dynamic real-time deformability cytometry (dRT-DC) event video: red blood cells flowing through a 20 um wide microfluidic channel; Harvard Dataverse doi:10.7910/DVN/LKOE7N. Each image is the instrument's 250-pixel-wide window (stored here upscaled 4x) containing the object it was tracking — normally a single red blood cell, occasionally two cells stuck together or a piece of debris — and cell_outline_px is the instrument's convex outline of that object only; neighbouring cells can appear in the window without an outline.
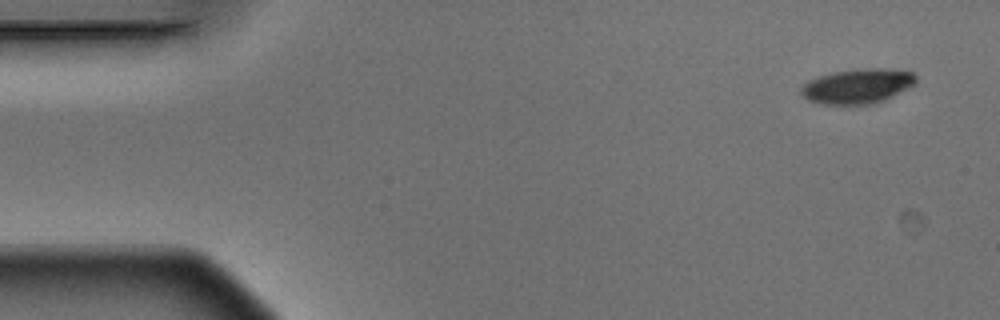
{"species": "Egyptian fruit bat (a non-hibernating species)", "species_latin": "Rousettus aegyptiacus", "temperature_condition": "warm", "stored_images_in_passage": 4, "camera_frame_rate_fps": 3000, "um_per_image_px": 0.085, "animal": {"sex": "male"}, "frame": {"image": 1, "passage_image": 1, "time_ms": 0.0, "image_size_px": [1000, 320], "cell_outline_px": [[916, 84], [884, 100], [872, 104], [820, 104], [808, 100], [800, 92], [800, 88], [808, 80], [832, 72], [868, 68], [888, 68], [912, 72], [916, 76]], "centroid_in_image_um": [72.89, 7.32], "position_along_channel_um": 12.1, "area_um2": 23.24}}
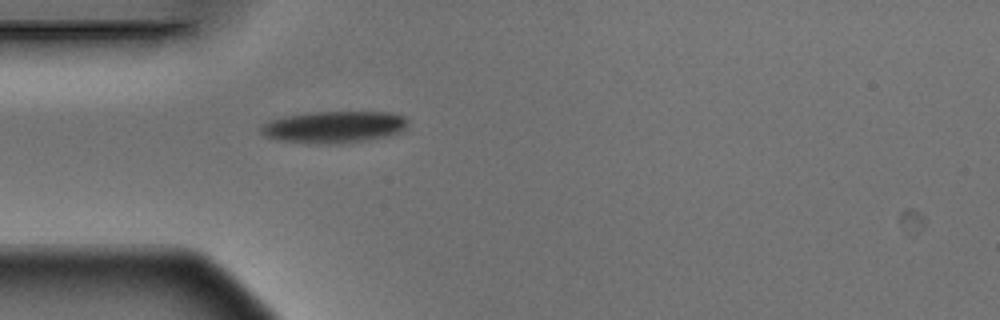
{"frame": {"image": 2, "passage_image": 4, "time_ms": 1.0, "image_size_px": [1000, 320], "cell_outline_px": [[408, 124], [400, 132], [388, 136], [368, 140], [340, 144], [316, 144], [280, 140], [264, 136], [260, 132], [260, 128], [264, 124], [272, 120], [284, 116], [312, 112], [392, 112], [404, 116], [408, 120]], "centroid_in_image_um": [28.42, 10.8], "position_along_channel_um": 56.6, "area_um2": 27.4}}